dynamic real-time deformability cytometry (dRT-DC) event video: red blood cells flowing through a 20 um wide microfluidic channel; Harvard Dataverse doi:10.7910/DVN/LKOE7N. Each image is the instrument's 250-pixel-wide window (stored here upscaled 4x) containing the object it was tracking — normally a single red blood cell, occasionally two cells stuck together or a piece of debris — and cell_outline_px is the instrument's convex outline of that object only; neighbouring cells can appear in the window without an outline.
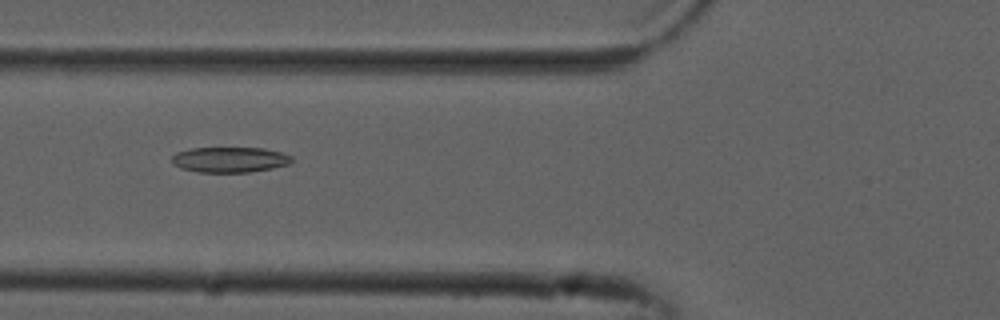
{"species": "common noctule bat (a hibernating species)", "species_latin": "Nyctalus noctula", "temperature_condition": "cold", "stored_images_in_passage": 46, "camera_frame_rate_fps": 3000, "um_per_image_px": 0.085, "animal": {"sex": "male", "forearm_length_mm": 52.5}, "frame": {"image": 1, "passage_image": 13, "time_ms": 4.0, "image_size_px": [1000, 320], "cell_outline_px": [[292, 160], [288, 164], [272, 168], [248, 172], [196, 172], [180, 168], [172, 164], [172, 156], [176, 152], [192, 148], [264, 148], [280, 152], [292, 156]], "centroid_in_image_um": [19.49, 13.57], "position_along_channel_um": 106.3, "area_um2": 17.74}}
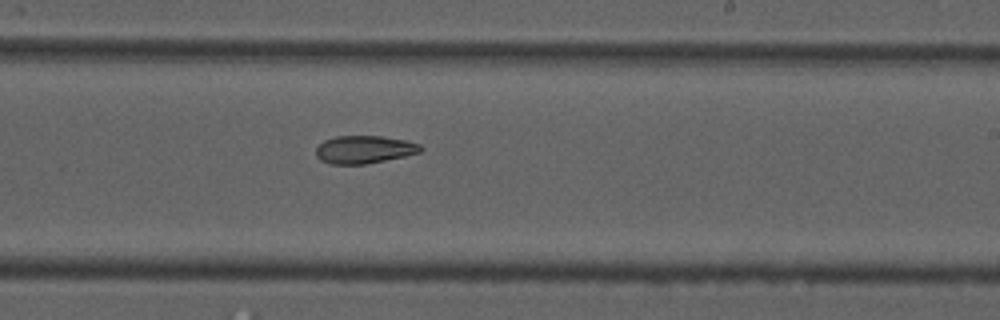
{"frame": {"image": 2, "passage_image": 25, "time_ms": 8.0, "image_size_px": [1000, 320], "cell_outline_px": [[424, 148], [420, 152], [404, 156], [368, 164], [332, 164], [320, 160], [316, 156], [316, 148], [324, 140], [336, 136], [380, 136], [404, 140], [420, 144]], "centroid_in_image_um": [30.95, 12.71], "position_along_channel_um": 258.0, "area_um2": 16.94}}
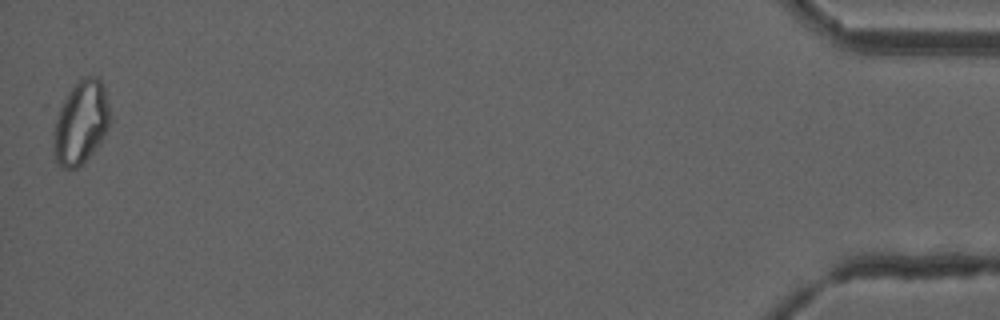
{"frame": {"image": 3, "passage_image": 46, "time_ms": 15.0, "image_size_px": [1000, 320], "cell_outline_px": [[112, 116], [108, 128], [100, 144], [76, 168], [60, 168], [56, 164], [52, 152], [44, 108], [44, 104], [84, 76], [100, 76], [104, 88]], "centroid_in_image_um": [6.6, 10.29], "position_along_channel_um": 428.6, "area_um2": 31.67}, "authors_computed_cell_mechanics": {"area_um2": 19.2185, "velocity_mm_per_s": 3.7914, "shape_relaxation_time_tau1_ms": null, "shape_relaxation_time_tau2_ms": 7.8265, "deformation_change_tau1": null, "deformation_change_tau2": 0.151}}